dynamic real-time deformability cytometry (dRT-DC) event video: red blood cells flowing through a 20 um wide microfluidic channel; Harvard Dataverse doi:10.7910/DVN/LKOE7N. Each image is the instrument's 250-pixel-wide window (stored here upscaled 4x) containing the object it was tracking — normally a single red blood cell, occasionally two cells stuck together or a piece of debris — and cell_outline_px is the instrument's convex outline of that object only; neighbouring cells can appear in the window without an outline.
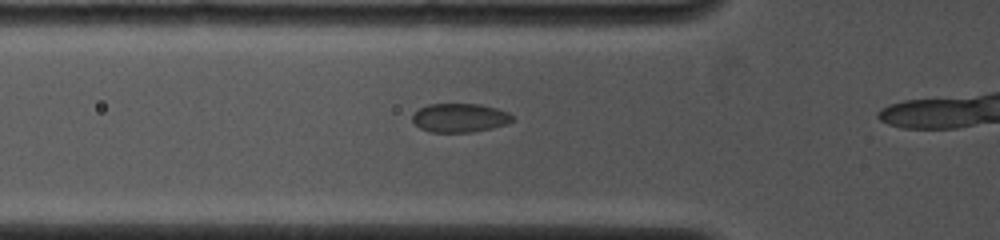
{"species": "common noctule bat (a hibernating species)", "species_latin": "Nyctalus noctula", "temperature_condition": "cold", "stored_images_in_passage": 7, "camera_frame_rate_fps": 4000, "um_per_image_px": 0.085, "animal": {"sex": "female", "body_mass_g": 19.0, "forearm_length_mm": 53.3}, "frame": {"image": 1, "passage_image": 4, "time_ms": 2.0, "image_size_px": [1000, 240], "cell_outline_px": [[516, 120], [508, 124], [492, 128], [472, 132], [432, 132], [420, 128], [412, 120], [412, 116], [420, 108], [428, 104], [480, 104], [496, 108], [508, 112]], "centroid_in_image_um": [39.12, 10.01], "position_along_channel_um": 86.7, "area_um2": 16.82}}
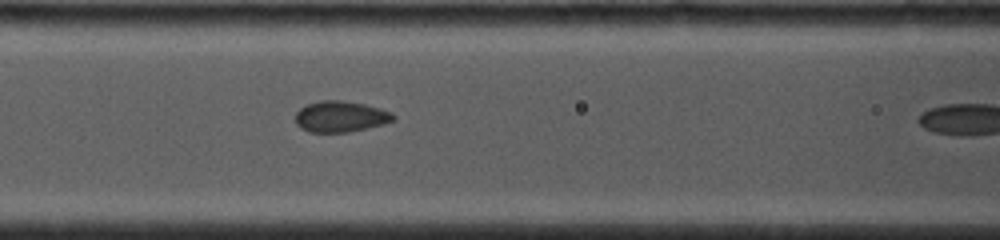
{"frame": {"image": 2, "passage_image": 6, "time_ms": 3.25, "image_size_px": [1000, 240], "cell_outline_px": [[396, 120], [384, 124], [368, 128], [348, 132], [308, 132], [300, 128], [296, 124], [296, 112], [300, 108], [308, 104], [320, 100], [340, 100], [364, 104], [380, 108], [392, 112], [396, 116]], "centroid_in_image_um": [28.97, 9.91], "position_along_channel_um": 137.6, "area_um2": 17.86}}